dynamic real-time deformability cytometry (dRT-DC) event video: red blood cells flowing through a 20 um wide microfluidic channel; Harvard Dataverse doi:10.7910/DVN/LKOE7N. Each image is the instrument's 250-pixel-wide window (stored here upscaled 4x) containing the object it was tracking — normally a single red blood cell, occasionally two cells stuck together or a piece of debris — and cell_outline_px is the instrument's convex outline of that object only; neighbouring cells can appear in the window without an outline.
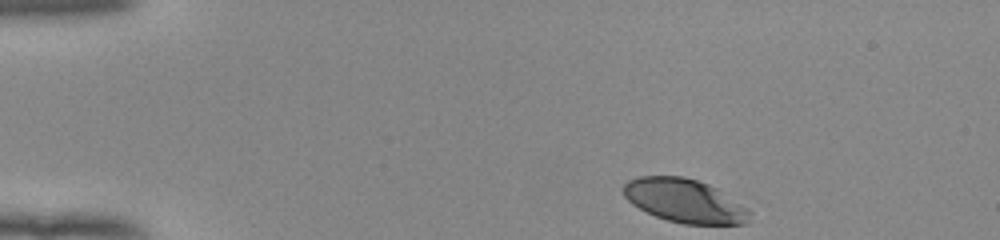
{"species": "human", "species_latin": "Homo sapiens", "temperature_condition": "room temperature", "stored_images_in_passage": 38, "camera_frame_rate_fps": 3000, "um_per_image_px": 0.085, "donor": {"sex": "female"}, "frame": {"image": 1, "passage_image": 1, "time_ms": 0.0, "image_size_px": [1000, 240], "cell_outline_px": [[752, 212], [748, 220], [744, 224], [684, 224], [668, 220], [656, 216], [632, 204], [624, 196], [620, 188], [628, 180], [640, 176], [684, 176], [708, 184], [716, 188], [748, 208]], "centroid_in_image_um": [58.17, 17.06], "position_along_channel_um": 26.8, "area_um2": 32.02}}
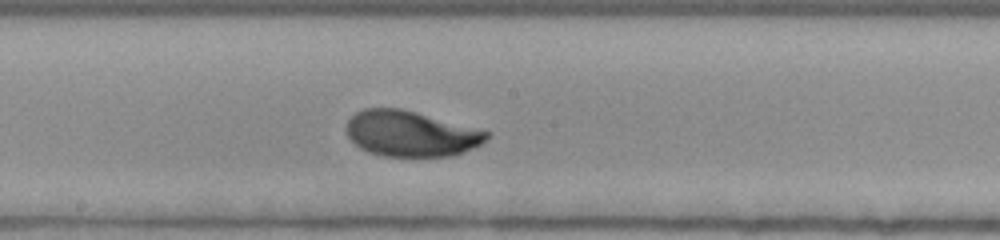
{"frame": {"image": 2, "passage_image": 22, "time_ms": 7.0, "image_size_px": [1000, 240], "cell_outline_px": [[492, 132], [480, 144], [472, 148], [452, 156], [384, 156], [368, 152], [360, 148], [348, 136], [348, 120], [356, 112], [364, 108], [400, 108], [416, 112]], "centroid_in_image_um": [34.91, 11.36], "position_along_channel_um": 213.3, "area_um2": 36.93}}
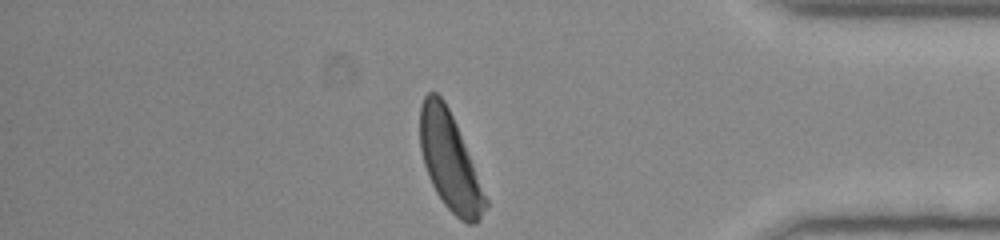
{"frame": {"image": 3, "passage_image": 38, "time_ms": 12.333, "image_size_px": [1000, 240], "cell_outline_px": [[488, 208], [480, 220], [476, 224], [468, 224], [460, 220], [444, 204], [436, 192], [428, 176], [424, 164], [420, 148], [420, 104], [424, 96], [428, 92], [436, 92], [444, 100], [456, 124], [488, 200]], "centroid_in_image_um": [38.23, 13.75], "position_along_channel_um": 397.0, "area_um2": 36.93}, "authors_computed_cell_mechanics": {"area_um2": 37.1654, "velocity_mm_per_s": 3.9013, "shape_relaxation_time_tau1_ms": 3.0237, "shape_relaxation_time_tau2_ms": null, "deformation_change_tau1": 0.1641, "deformation_change_tau2": null}}